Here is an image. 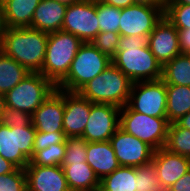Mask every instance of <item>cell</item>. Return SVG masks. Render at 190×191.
I'll use <instances>...</instances> for the list:
<instances>
[{
	"mask_svg": "<svg viewBox=\"0 0 190 191\" xmlns=\"http://www.w3.org/2000/svg\"><path fill=\"white\" fill-rule=\"evenodd\" d=\"M67 5L54 0H41L34 11L31 22L32 29L46 33L62 29Z\"/></svg>",
	"mask_w": 190,
	"mask_h": 191,
	"instance_id": "cell-19",
	"label": "cell"
},
{
	"mask_svg": "<svg viewBox=\"0 0 190 191\" xmlns=\"http://www.w3.org/2000/svg\"><path fill=\"white\" fill-rule=\"evenodd\" d=\"M136 167L120 166L100 180L101 191H137Z\"/></svg>",
	"mask_w": 190,
	"mask_h": 191,
	"instance_id": "cell-25",
	"label": "cell"
},
{
	"mask_svg": "<svg viewBox=\"0 0 190 191\" xmlns=\"http://www.w3.org/2000/svg\"><path fill=\"white\" fill-rule=\"evenodd\" d=\"M166 103V84L160 79L133 83L127 106L151 117L167 118Z\"/></svg>",
	"mask_w": 190,
	"mask_h": 191,
	"instance_id": "cell-9",
	"label": "cell"
},
{
	"mask_svg": "<svg viewBox=\"0 0 190 191\" xmlns=\"http://www.w3.org/2000/svg\"><path fill=\"white\" fill-rule=\"evenodd\" d=\"M66 153L61 165H70L77 162H86L87 157V141L82 137H67Z\"/></svg>",
	"mask_w": 190,
	"mask_h": 191,
	"instance_id": "cell-30",
	"label": "cell"
},
{
	"mask_svg": "<svg viewBox=\"0 0 190 191\" xmlns=\"http://www.w3.org/2000/svg\"><path fill=\"white\" fill-rule=\"evenodd\" d=\"M30 72L13 58L0 50V94L5 95L20 83Z\"/></svg>",
	"mask_w": 190,
	"mask_h": 191,
	"instance_id": "cell-26",
	"label": "cell"
},
{
	"mask_svg": "<svg viewBox=\"0 0 190 191\" xmlns=\"http://www.w3.org/2000/svg\"><path fill=\"white\" fill-rule=\"evenodd\" d=\"M133 82L111 64L78 92L91 103L111 104L119 108L128 103Z\"/></svg>",
	"mask_w": 190,
	"mask_h": 191,
	"instance_id": "cell-3",
	"label": "cell"
},
{
	"mask_svg": "<svg viewBox=\"0 0 190 191\" xmlns=\"http://www.w3.org/2000/svg\"><path fill=\"white\" fill-rule=\"evenodd\" d=\"M66 153V144L58 143L40 151H33V156L27 165L61 166Z\"/></svg>",
	"mask_w": 190,
	"mask_h": 191,
	"instance_id": "cell-28",
	"label": "cell"
},
{
	"mask_svg": "<svg viewBox=\"0 0 190 191\" xmlns=\"http://www.w3.org/2000/svg\"><path fill=\"white\" fill-rule=\"evenodd\" d=\"M137 191H162L158 182L156 168L153 163L136 168Z\"/></svg>",
	"mask_w": 190,
	"mask_h": 191,
	"instance_id": "cell-31",
	"label": "cell"
},
{
	"mask_svg": "<svg viewBox=\"0 0 190 191\" xmlns=\"http://www.w3.org/2000/svg\"><path fill=\"white\" fill-rule=\"evenodd\" d=\"M27 191H70L61 166L27 165Z\"/></svg>",
	"mask_w": 190,
	"mask_h": 191,
	"instance_id": "cell-18",
	"label": "cell"
},
{
	"mask_svg": "<svg viewBox=\"0 0 190 191\" xmlns=\"http://www.w3.org/2000/svg\"><path fill=\"white\" fill-rule=\"evenodd\" d=\"M111 64L112 60L108 55L102 53L92 43H83L71 63L67 76L56 88L78 92Z\"/></svg>",
	"mask_w": 190,
	"mask_h": 191,
	"instance_id": "cell-5",
	"label": "cell"
},
{
	"mask_svg": "<svg viewBox=\"0 0 190 191\" xmlns=\"http://www.w3.org/2000/svg\"><path fill=\"white\" fill-rule=\"evenodd\" d=\"M56 90V86L41 73H29L5 95V105L32 115Z\"/></svg>",
	"mask_w": 190,
	"mask_h": 191,
	"instance_id": "cell-6",
	"label": "cell"
},
{
	"mask_svg": "<svg viewBox=\"0 0 190 191\" xmlns=\"http://www.w3.org/2000/svg\"><path fill=\"white\" fill-rule=\"evenodd\" d=\"M6 25L4 21V10H3V0H0V42L2 39V35L4 31L6 30Z\"/></svg>",
	"mask_w": 190,
	"mask_h": 191,
	"instance_id": "cell-43",
	"label": "cell"
},
{
	"mask_svg": "<svg viewBox=\"0 0 190 191\" xmlns=\"http://www.w3.org/2000/svg\"><path fill=\"white\" fill-rule=\"evenodd\" d=\"M83 42L75 35L59 30L49 33L41 74L57 86L68 74Z\"/></svg>",
	"mask_w": 190,
	"mask_h": 191,
	"instance_id": "cell-4",
	"label": "cell"
},
{
	"mask_svg": "<svg viewBox=\"0 0 190 191\" xmlns=\"http://www.w3.org/2000/svg\"><path fill=\"white\" fill-rule=\"evenodd\" d=\"M70 191H95L100 180L86 162L61 165Z\"/></svg>",
	"mask_w": 190,
	"mask_h": 191,
	"instance_id": "cell-22",
	"label": "cell"
},
{
	"mask_svg": "<svg viewBox=\"0 0 190 191\" xmlns=\"http://www.w3.org/2000/svg\"><path fill=\"white\" fill-rule=\"evenodd\" d=\"M166 91L167 121L174 123L190 112V86L166 85Z\"/></svg>",
	"mask_w": 190,
	"mask_h": 191,
	"instance_id": "cell-23",
	"label": "cell"
},
{
	"mask_svg": "<svg viewBox=\"0 0 190 191\" xmlns=\"http://www.w3.org/2000/svg\"><path fill=\"white\" fill-rule=\"evenodd\" d=\"M109 141L120 166L137 168L152 162L154 149L120 127Z\"/></svg>",
	"mask_w": 190,
	"mask_h": 191,
	"instance_id": "cell-13",
	"label": "cell"
},
{
	"mask_svg": "<svg viewBox=\"0 0 190 191\" xmlns=\"http://www.w3.org/2000/svg\"><path fill=\"white\" fill-rule=\"evenodd\" d=\"M180 51L183 54L190 53V29H177Z\"/></svg>",
	"mask_w": 190,
	"mask_h": 191,
	"instance_id": "cell-37",
	"label": "cell"
},
{
	"mask_svg": "<svg viewBox=\"0 0 190 191\" xmlns=\"http://www.w3.org/2000/svg\"><path fill=\"white\" fill-rule=\"evenodd\" d=\"M90 110L91 102L79 92L64 90L63 129L66 137H82Z\"/></svg>",
	"mask_w": 190,
	"mask_h": 191,
	"instance_id": "cell-16",
	"label": "cell"
},
{
	"mask_svg": "<svg viewBox=\"0 0 190 191\" xmlns=\"http://www.w3.org/2000/svg\"><path fill=\"white\" fill-rule=\"evenodd\" d=\"M96 12L99 20L100 32L119 33L121 8L103 4L96 0Z\"/></svg>",
	"mask_w": 190,
	"mask_h": 191,
	"instance_id": "cell-29",
	"label": "cell"
},
{
	"mask_svg": "<svg viewBox=\"0 0 190 191\" xmlns=\"http://www.w3.org/2000/svg\"><path fill=\"white\" fill-rule=\"evenodd\" d=\"M134 4L147 5L150 7H165L159 0H134Z\"/></svg>",
	"mask_w": 190,
	"mask_h": 191,
	"instance_id": "cell-42",
	"label": "cell"
},
{
	"mask_svg": "<svg viewBox=\"0 0 190 191\" xmlns=\"http://www.w3.org/2000/svg\"><path fill=\"white\" fill-rule=\"evenodd\" d=\"M164 148L190 158V130L179 127L175 122L169 123Z\"/></svg>",
	"mask_w": 190,
	"mask_h": 191,
	"instance_id": "cell-27",
	"label": "cell"
},
{
	"mask_svg": "<svg viewBox=\"0 0 190 191\" xmlns=\"http://www.w3.org/2000/svg\"><path fill=\"white\" fill-rule=\"evenodd\" d=\"M168 126L167 118L151 117L133 111L127 105L120 110V128L154 150L165 146Z\"/></svg>",
	"mask_w": 190,
	"mask_h": 191,
	"instance_id": "cell-7",
	"label": "cell"
},
{
	"mask_svg": "<svg viewBox=\"0 0 190 191\" xmlns=\"http://www.w3.org/2000/svg\"><path fill=\"white\" fill-rule=\"evenodd\" d=\"M161 80L166 85L190 86V55L180 53L165 63Z\"/></svg>",
	"mask_w": 190,
	"mask_h": 191,
	"instance_id": "cell-24",
	"label": "cell"
},
{
	"mask_svg": "<svg viewBox=\"0 0 190 191\" xmlns=\"http://www.w3.org/2000/svg\"><path fill=\"white\" fill-rule=\"evenodd\" d=\"M164 16L177 29H190V5L167 4L164 8Z\"/></svg>",
	"mask_w": 190,
	"mask_h": 191,
	"instance_id": "cell-32",
	"label": "cell"
},
{
	"mask_svg": "<svg viewBox=\"0 0 190 191\" xmlns=\"http://www.w3.org/2000/svg\"><path fill=\"white\" fill-rule=\"evenodd\" d=\"M0 191H27L24 169L17 168L12 173L0 175Z\"/></svg>",
	"mask_w": 190,
	"mask_h": 191,
	"instance_id": "cell-34",
	"label": "cell"
},
{
	"mask_svg": "<svg viewBox=\"0 0 190 191\" xmlns=\"http://www.w3.org/2000/svg\"><path fill=\"white\" fill-rule=\"evenodd\" d=\"M165 7L134 4L121 9L120 36H149L164 16Z\"/></svg>",
	"mask_w": 190,
	"mask_h": 191,
	"instance_id": "cell-12",
	"label": "cell"
},
{
	"mask_svg": "<svg viewBox=\"0 0 190 191\" xmlns=\"http://www.w3.org/2000/svg\"><path fill=\"white\" fill-rule=\"evenodd\" d=\"M167 191H190V170L170 186Z\"/></svg>",
	"mask_w": 190,
	"mask_h": 191,
	"instance_id": "cell-38",
	"label": "cell"
},
{
	"mask_svg": "<svg viewBox=\"0 0 190 191\" xmlns=\"http://www.w3.org/2000/svg\"><path fill=\"white\" fill-rule=\"evenodd\" d=\"M164 6L172 2L173 0H159Z\"/></svg>",
	"mask_w": 190,
	"mask_h": 191,
	"instance_id": "cell-47",
	"label": "cell"
},
{
	"mask_svg": "<svg viewBox=\"0 0 190 191\" xmlns=\"http://www.w3.org/2000/svg\"><path fill=\"white\" fill-rule=\"evenodd\" d=\"M64 90H56L31 115L32 125L36 131L54 133L64 132Z\"/></svg>",
	"mask_w": 190,
	"mask_h": 191,
	"instance_id": "cell-17",
	"label": "cell"
},
{
	"mask_svg": "<svg viewBox=\"0 0 190 191\" xmlns=\"http://www.w3.org/2000/svg\"><path fill=\"white\" fill-rule=\"evenodd\" d=\"M0 123L10 127H26L32 120L31 115L26 112L5 107Z\"/></svg>",
	"mask_w": 190,
	"mask_h": 191,
	"instance_id": "cell-35",
	"label": "cell"
},
{
	"mask_svg": "<svg viewBox=\"0 0 190 191\" xmlns=\"http://www.w3.org/2000/svg\"><path fill=\"white\" fill-rule=\"evenodd\" d=\"M5 107L6 105H5L4 95L0 94V122H1Z\"/></svg>",
	"mask_w": 190,
	"mask_h": 191,
	"instance_id": "cell-44",
	"label": "cell"
},
{
	"mask_svg": "<svg viewBox=\"0 0 190 191\" xmlns=\"http://www.w3.org/2000/svg\"><path fill=\"white\" fill-rule=\"evenodd\" d=\"M49 33L30 27H7L0 50L24 66L30 73H40L45 59Z\"/></svg>",
	"mask_w": 190,
	"mask_h": 191,
	"instance_id": "cell-2",
	"label": "cell"
},
{
	"mask_svg": "<svg viewBox=\"0 0 190 191\" xmlns=\"http://www.w3.org/2000/svg\"><path fill=\"white\" fill-rule=\"evenodd\" d=\"M120 34L115 32H99L97 36L90 42L102 53L112 58L119 47Z\"/></svg>",
	"mask_w": 190,
	"mask_h": 191,
	"instance_id": "cell-33",
	"label": "cell"
},
{
	"mask_svg": "<svg viewBox=\"0 0 190 191\" xmlns=\"http://www.w3.org/2000/svg\"><path fill=\"white\" fill-rule=\"evenodd\" d=\"M66 138L65 132L46 133L36 131L34 151H40L58 143H65Z\"/></svg>",
	"mask_w": 190,
	"mask_h": 191,
	"instance_id": "cell-36",
	"label": "cell"
},
{
	"mask_svg": "<svg viewBox=\"0 0 190 191\" xmlns=\"http://www.w3.org/2000/svg\"><path fill=\"white\" fill-rule=\"evenodd\" d=\"M147 45L162 66L181 53L177 28L165 16L148 36Z\"/></svg>",
	"mask_w": 190,
	"mask_h": 191,
	"instance_id": "cell-14",
	"label": "cell"
},
{
	"mask_svg": "<svg viewBox=\"0 0 190 191\" xmlns=\"http://www.w3.org/2000/svg\"><path fill=\"white\" fill-rule=\"evenodd\" d=\"M148 36H120L119 47L111 58L133 83L156 81L162 78V65L149 49Z\"/></svg>",
	"mask_w": 190,
	"mask_h": 191,
	"instance_id": "cell-1",
	"label": "cell"
},
{
	"mask_svg": "<svg viewBox=\"0 0 190 191\" xmlns=\"http://www.w3.org/2000/svg\"><path fill=\"white\" fill-rule=\"evenodd\" d=\"M61 30L90 43L100 32L96 0H81L67 6Z\"/></svg>",
	"mask_w": 190,
	"mask_h": 191,
	"instance_id": "cell-10",
	"label": "cell"
},
{
	"mask_svg": "<svg viewBox=\"0 0 190 191\" xmlns=\"http://www.w3.org/2000/svg\"><path fill=\"white\" fill-rule=\"evenodd\" d=\"M86 151V163L99 180L120 167L110 141L87 142Z\"/></svg>",
	"mask_w": 190,
	"mask_h": 191,
	"instance_id": "cell-20",
	"label": "cell"
},
{
	"mask_svg": "<svg viewBox=\"0 0 190 191\" xmlns=\"http://www.w3.org/2000/svg\"><path fill=\"white\" fill-rule=\"evenodd\" d=\"M35 134L32 123L26 127L0 123V156L17 168L25 169L33 156Z\"/></svg>",
	"mask_w": 190,
	"mask_h": 191,
	"instance_id": "cell-8",
	"label": "cell"
},
{
	"mask_svg": "<svg viewBox=\"0 0 190 191\" xmlns=\"http://www.w3.org/2000/svg\"><path fill=\"white\" fill-rule=\"evenodd\" d=\"M98 1L103 4L121 8V9L134 5V0H98Z\"/></svg>",
	"mask_w": 190,
	"mask_h": 191,
	"instance_id": "cell-39",
	"label": "cell"
},
{
	"mask_svg": "<svg viewBox=\"0 0 190 191\" xmlns=\"http://www.w3.org/2000/svg\"><path fill=\"white\" fill-rule=\"evenodd\" d=\"M152 163L162 191H167L179 178L190 170V158L172 153L162 147L154 150Z\"/></svg>",
	"mask_w": 190,
	"mask_h": 191,
	"instance_id": "cell-15",
	"label": "cell"
},
{
	"mask_svg": "<svg viewBox=\"0 0 190 191\" xmlns=\"http://www.w3.org/2000/svg\"><path fill=\"white\" fill-rule=\"evenodd\" d=\"M41 0H3L6 27H31L34 11Z\"/></svg>",
	"mask_w": 190,
	"mask_h": 191,
	"instance_id": "cell-21",
	"label": "cell"
},
{
	"mask_svg": "<svg viewBox=\"0 0 190 191\" xmlns=\"http://www.w3.org/2000/svg\"><path fill=\"white\" fill-rule=\"evenodd\" d=\"M120 110L111 104L91 103L89 120L82 138L87 142L109 141L120 127Z\"/></svg>",
	"mask_w": 190,
	"mask_h": 191,
	"instance_id": "cell-11",
	"label": "cell"
},
{
	"mask_svg": "<svg viewBox=\"0 0 190 191\" xmlns=\"http://www.w3.org/2000/svg\"><path fill=\"white\" fill-rule=\"evenodd\" d=\"M16 169L17 167L14 164L0 156V175L12 173Z\"/></svg>",
	"mask_w": 190,
	"mask_h": 191,
	"instance_id": "cell-40",
	"label": "cell"
},
{
	"mask_svg": "<svg viewBox=\"0 0 190 191\" xmlns=\"http://www.w3.org/2000/svg\"><path fill=\"white\" fill-rule=\"evenodd\" d=\"M175 123L181 128L190 130V112L180 117Z\"/></svg>",
	"mask_w": 190,
	"mask_h": 191,
	"instance_id": "cell-41",
	"label": "cell"
},
{
	"mask_svg": "<svg viewBox=\"0 0 190 191\" xmlns=\"http://www.w3.org/2000/svg\"><path fill=\"white\" fill-rule=\"evenodd\" d=\"M54 1H57L59 3H62V4H65V5L69 6V5L73 4V3L79 2L81 0H54Z\"/></svg>",
	"mask_w": 190,
	"mask_h": 191,
	"instance_id": "cell-45",
	"label": "cell"
},
{
	"mask_svg": "<svg viewBox=\"0 0 190 191\" xmlns=\"http://www.w3.org/2000/svg\"><path fill=\"white\" fill-rule=\"evenodd\" d=\"M169 4H186V5H190V0H173Z\"/></svg>",
	"mask_w": 190,
	"mask_h": 191,
	"instance_id": "cell-46",
	"label": "cell"
}]
</instances>
